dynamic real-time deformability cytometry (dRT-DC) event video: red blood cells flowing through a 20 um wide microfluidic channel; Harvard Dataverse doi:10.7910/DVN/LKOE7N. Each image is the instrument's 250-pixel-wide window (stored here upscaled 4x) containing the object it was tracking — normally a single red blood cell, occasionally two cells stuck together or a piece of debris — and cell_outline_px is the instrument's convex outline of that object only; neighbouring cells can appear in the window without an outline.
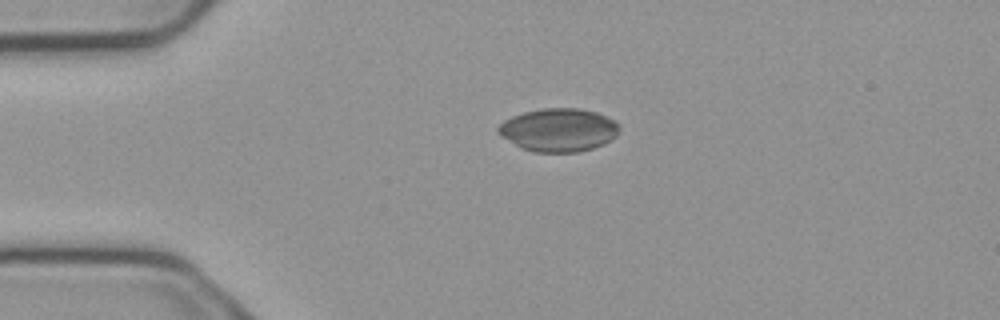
{"species": "common noctule bat (a hibernating species)", "species_latin": "Nyctalus noctula", "temperature_condition": "cold", "stored_images_in_passage": 2, "camera_frame_rate_fps": 3000, "um_per_image_px": 0.085, "animal": {"sex": "male", "body_mass_g": 23.1, "forearm_length_mm": 52.7}, "frame": {"image": 1, "passage_image": 1, "time_ms": 0.0, "image_size_px": [1000, 320], "cell_outline_px": [[620, 128], [616, 136], [604, 144], [592, 148], [576, 152], [536, 152], [520, 148], [500, 136], [496, 132], [496, 128], [504, 120], [512, 116], [524, 112], [544, 108], [576, 108], [596, 112], [616, 120], [620, 124]], "centroid_in_image_um": [47.47, 11.04], "position_along_channel_um": 37.5, "area_um2": 30.69}}